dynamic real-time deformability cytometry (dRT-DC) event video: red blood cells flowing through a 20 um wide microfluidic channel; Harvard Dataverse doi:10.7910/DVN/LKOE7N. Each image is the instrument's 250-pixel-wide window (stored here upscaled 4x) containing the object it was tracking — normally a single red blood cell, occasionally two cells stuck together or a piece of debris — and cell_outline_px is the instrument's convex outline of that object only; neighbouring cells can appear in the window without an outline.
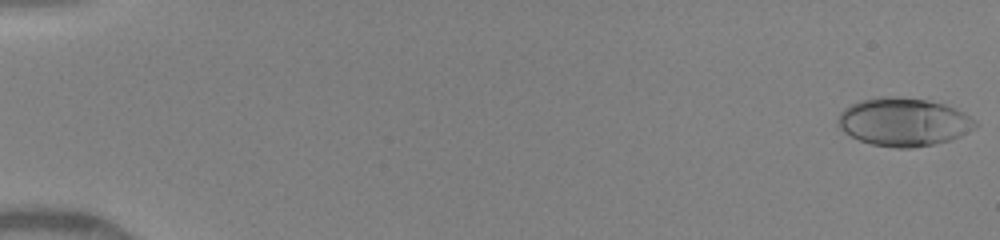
{"species": "human", "species_latin": "Homo sapiens", "temperature_condition": "warm", "stored_images_in_passage": 30, "camera_frame_rate_fps": 3000, "um_per_image_px": 0.085, "donor": {"sex": "female"}, "frame": {"image": 1, "passage_image": 1, "time_ms": 0.0, "image_size_px": [1000, 240], "cell_outline_px": [[980, 124], [976, 128], [952, 140], [932, 144], [908, 148], [900, 148], [872, 144], [860, 140], [844, 132], [840, 128], [840, 112], [844, 108], [860, 100], [880, 96], [892, 96], [928, 100], [944, 104], [956, 108], [964, 112], [976, 120]], "centroid_in_image_um": [76.87, 10.35], "position_along_channel_um": 8.1, "area_um2": 38.49}}
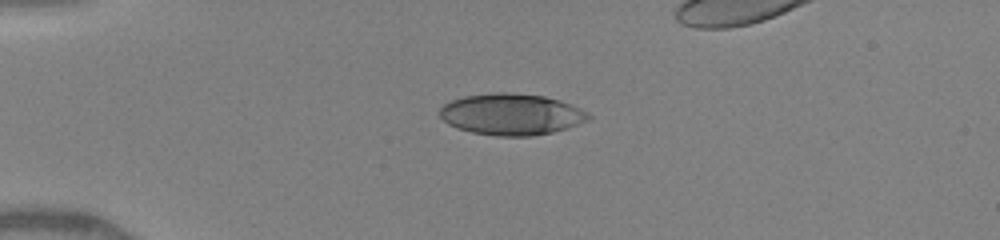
{"frame": {"image": 2, "passage_image": 22, "time_ms": 4.0, "image_size_px": [1000, 240], "cell_outline_px": [[592, 116], [588, 120], [552, 132], [532, 136], [496, 136], [472, 132], [456, 128], [448, 124], [440, 116], [440, 108], [444, 104], [452, 100], [464, 96], [496, 92], [508, 92], [544, 96], [580, 108], [588, 112]], "centroid_in_image_um": [43.43, 9.72], "position_along_channel_um": 41.6, "area_um2": 35.6}}
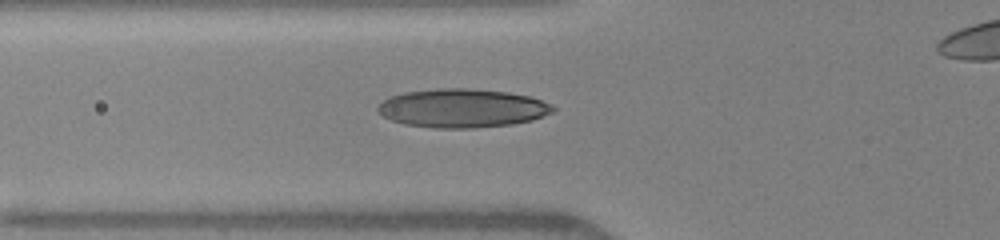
{"frame": {"image": 3, "passage_image": 28, "time_ms": 6.0, "image_size_px": [1000, 240], "cell_outline_px": [[556, 108], [552, 112], [532, 120], [512, 124], [472, 128], [436, 128], [404, 124], [392, 120], [384, 116], [376, 108], [384, 100], [392, 96], [404, 92], [436, 88], [472, 88], [508, 92], [532, 96], [552, 104]], "centroid_in_image_um": [39.33, 9.18], "position_along_channel_um": 86.5, "area_um2": 39.54}}